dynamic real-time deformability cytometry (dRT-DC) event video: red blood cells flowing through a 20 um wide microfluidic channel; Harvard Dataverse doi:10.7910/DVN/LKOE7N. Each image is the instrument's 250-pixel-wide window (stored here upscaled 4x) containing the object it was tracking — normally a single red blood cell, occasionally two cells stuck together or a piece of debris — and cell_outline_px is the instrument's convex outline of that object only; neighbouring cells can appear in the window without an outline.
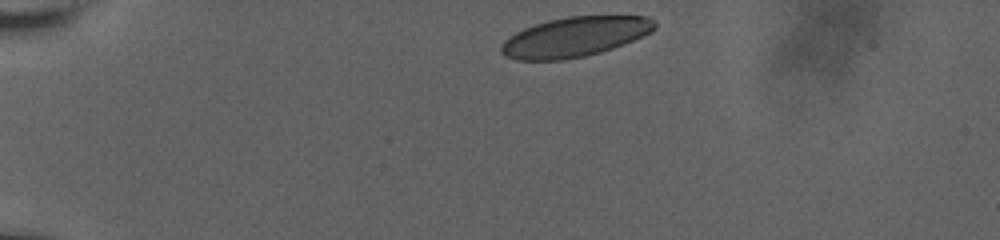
{"species": "human", "species_latin": "Homo sapiens", "temperature_condition": "room temperature", "stored_images_in_passage": 10, "camera_frame_rate_fps": 3000, "um_per_image_px": 0.085, "donor": {"sex": "male"}, "frame": {"image": 1, "passage_image": 1, "time_ms": 0.0, "image_size_px": [1000, 240], "cell_outline_px": [[656, 28], [652, 32], [624, 44], [600, 52], [584, 56], [564, 60], [516, 60], [504, 56], [500, 52], [500, 48], [504, 40], [508, 36], [524, 28], [548, 20], [568, 16], [648, 16], [656, 24]], "centroid_in_image_um": [48.84, 3.14], "position_along_channel_um": 36.2, "area_um2": 35.66}}